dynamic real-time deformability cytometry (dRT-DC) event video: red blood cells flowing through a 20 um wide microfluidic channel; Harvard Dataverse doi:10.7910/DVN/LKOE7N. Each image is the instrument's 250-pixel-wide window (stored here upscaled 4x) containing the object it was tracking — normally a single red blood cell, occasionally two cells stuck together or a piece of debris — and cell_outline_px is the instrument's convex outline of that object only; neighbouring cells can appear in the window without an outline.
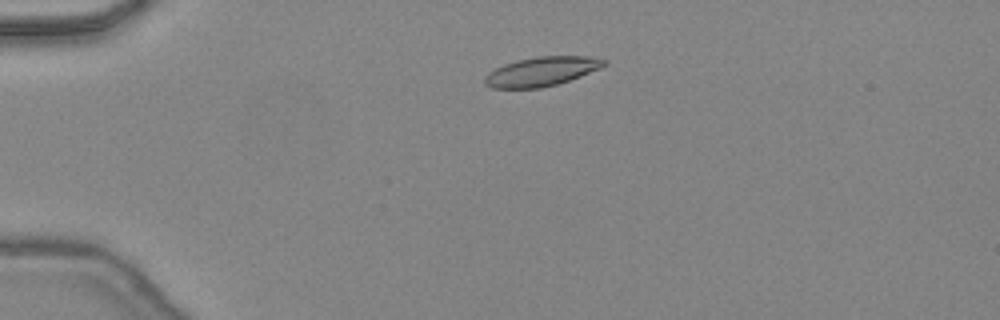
{"species": "common noctule bat (a hibernating species)", "species_latin": "Nyctalus noctula", "temperature_condition": "warm", "stored_images_in_passage": 43, "camera_frame_rate_fps": 3000, "um_per_image_px": 0.085, "animal": {"sex": "female", "body_mass_g": 24.6, "forearm_length_mm": 56.2}, "frame": {"image": 1, "passage_image": 8, "time_ms": 2.333, "image_size_px": [1000, 320], "cell_outline_px": [[608, 64], [600, 68], [580, 76], [556, 84], [540, 88], [492, 88], [484, 84], [484, 76], [488, 72], [504, 64], [516, 60], [536, 56], [588, 56], [608, 60]], "centroid_in_image_um": [46.02, 6.06], "position_along_channel_um": 39.0, "area_um2": 20.35}}
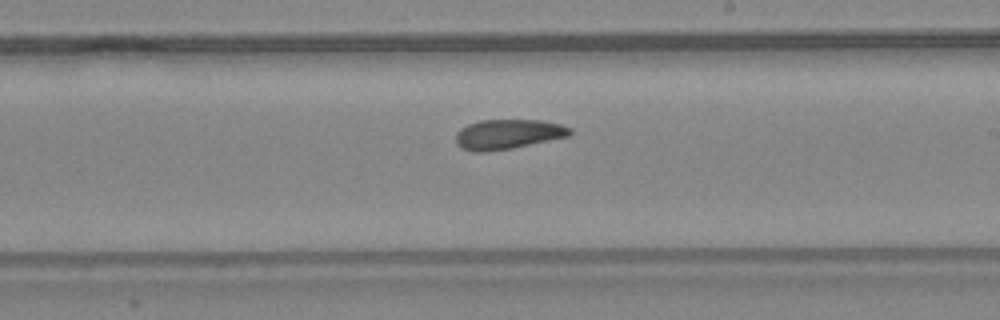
{"frame": {"image": 2, "passage_image": 25, "time_ms": 8.0, "image_size_px": [1000, 320], "cell_outline_px": [[572, 132], [568, 136], [512, 148], [488, 152], [472, 152], [460, 148], [456, 144], [456, 132], [460, 128], [468, 124], [480, 120], [540, 120], [560, 124], [572, 128]], "centroid_in_image_um": [43.12, 11.41], "position_along_channel_um": 245.9, "area_um2": 19.94}}
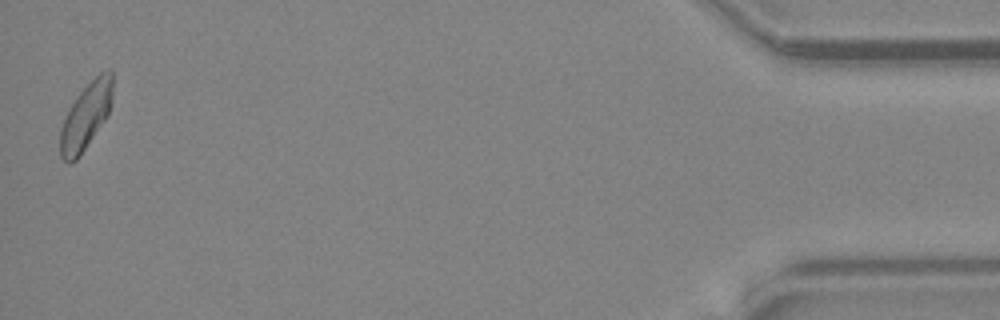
{"frame": {"image": 3, "passage_image": 43, "time_ms": 14.0, "image_size_px": [1000, 320], "cell_outline_px": [[112, 104], [108, 116], [80, 156], [72, 164], [68, 164], [60, 156], [60, 128], [76, 96], [100, 72], [108, 68], [112, 68]], "centroid_in_image_um": [7.32, 9.89], "position_along_channel_um": 427.9, "area_um2": 20.4}, "authors_computed_cell_mechanics": {"area_um2": 20.1722, "velocity_mm_per_s": 4.4544, "shape_relaxation_time_tau1_ms": 5.2387, "shape_relaxation_time_tau2_ms": 5.1986, "deformation_change_tau1": 0.1371, "deformation_change_tau2": 0.1237}}